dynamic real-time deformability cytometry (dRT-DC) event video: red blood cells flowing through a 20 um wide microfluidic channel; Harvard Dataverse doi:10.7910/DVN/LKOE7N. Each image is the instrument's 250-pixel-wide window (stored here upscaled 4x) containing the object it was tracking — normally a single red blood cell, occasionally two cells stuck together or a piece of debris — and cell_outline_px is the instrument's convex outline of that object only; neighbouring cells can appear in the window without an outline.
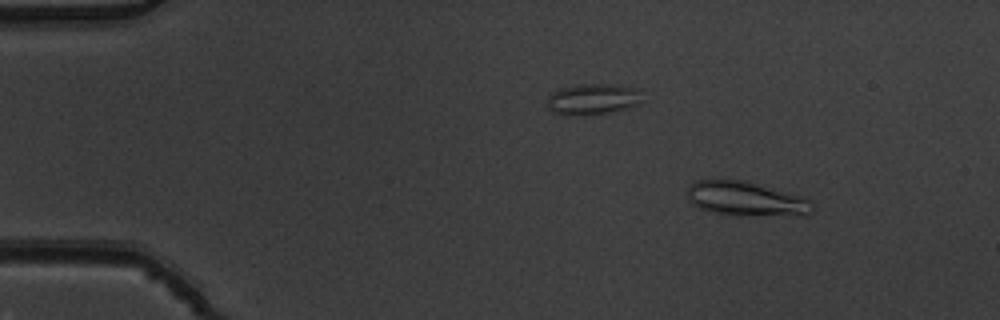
{"species": "common noctule bat (a hibernating species)", "species_latin": "Nyctalus noctula", "temperature_condition": "warm", "stored_images_in_passage": 51, "camera_frame_rate_fps": 3000, "um_per_image_px": 0.085, "animal": {"sex": "male", "body_mass_g": 19.5, "forearm_length_mm": 54.6}, "frame": {"image": 1, "passage_image": 6, "time_ms": 1.667, "image_size_px": [1000, 320], "cell_outline_px": [[812, 212], [736, 216], [716, 212], [700, 208], [692, 204], [688, 200], [688, 188], [692, 180], [712, 176], [744, 180], [804, 196], [812, 200]], "centroid_in_image_um": [63.27, 16.81], "position_along_channel_um": 21.7, "area_um2": 25.32}}
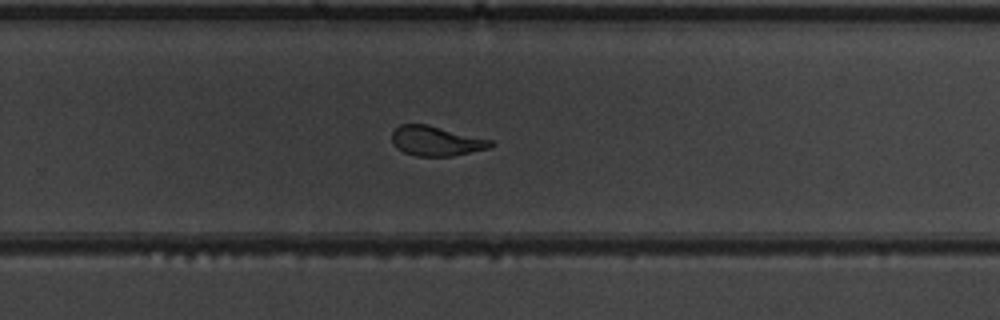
{"frame": {"image": 2, "passage_image": 34, "time_ms": 11.0, "image_size_px": [1000, 320], "cell_outline_px": [[496, 144], [488, 148], [452, 156], [416, 156], [404, 152], [396, 148], [392, 140], [392, 132], [400, 124], [428, 124], [492, 140]], "centroid_in_image_um": [37.07, 11.98], "position_along_channel_um": 292.7, "area_um2": 17.11}}
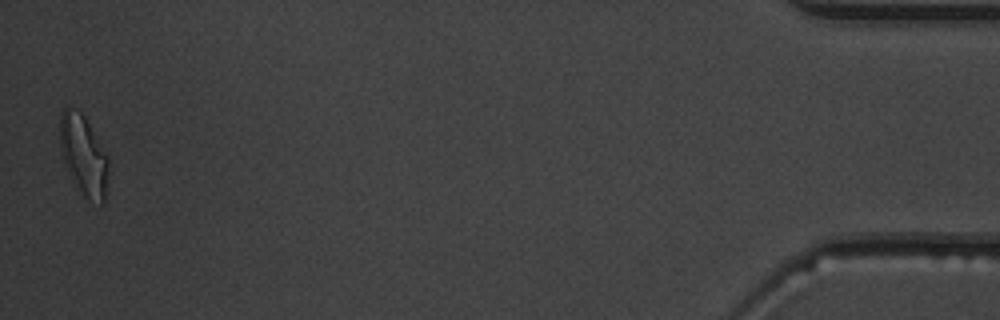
{"frame": {"image": 3, "passage_image": 51, "time_ms": 16.667, "image_size_px": [1000, 320], "cell_outline_px": [[108, 172], [104, 200], [100, 204], [88, 200], [76, 188], [64, 164], [60, 148], [60, 116], [64, 108], [76, 108], [84, 116], [108, 156]], "centroid_in_image_um": [7.09, 13.22], "position_along_channel_um": 428.1, "area_um2": 22.66}, "authors_computed_cell_mechanics": {"area_um2": 19.0162, "velocity_mm_per_s": 3.9011, "shape_relaxation_time_tau1_ms": 4.3051, "shape_relaxation_time_tau2_ms": 1.3139, "deformation_change_tau1": 0.1658, "deformation_change_tau2": 0.0739}}